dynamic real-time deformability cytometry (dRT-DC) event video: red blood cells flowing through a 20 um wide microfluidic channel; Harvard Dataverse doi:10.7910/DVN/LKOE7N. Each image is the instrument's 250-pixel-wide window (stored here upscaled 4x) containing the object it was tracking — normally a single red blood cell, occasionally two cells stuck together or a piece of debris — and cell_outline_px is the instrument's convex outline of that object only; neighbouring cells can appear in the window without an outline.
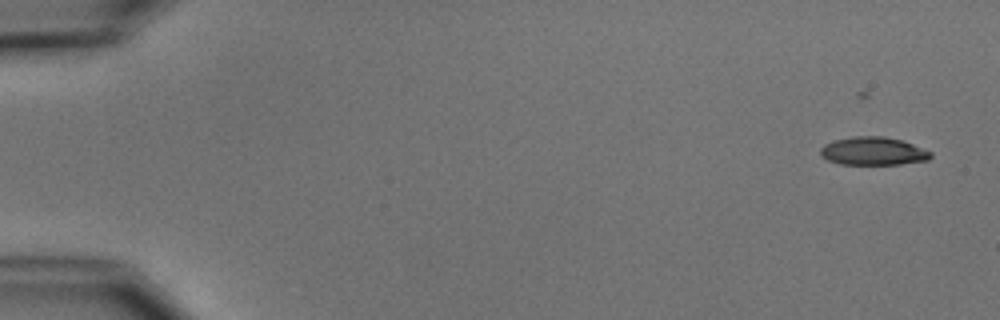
{"species": "common noctule bat (a hibernating species)", "species_latin": "Nyctalus noctula", "temperature_condition": "cold", "stored_images_in_passage": 7, "camera_frame_rate_fps": 3000, "um_per_image_px": 0.085, "animal": {"sex": "male", "body_mass_g": 15.6}, "frame": {"image": 1, "passage_image": 2, "time_ms": 1.0, "image_size_px": [1000, 320], "cell_outline_px": [[932, 156], [928, 160], [900, 164], [840, 164], [828, 160], [820, 152], [820, 148], [824, 144], [836, 140], [856, 136], [884, 136], [900, 140], [912, 144], [932, 152]], "centroid_in_image_um": [74.24, 12.85], "position_along_channel_um": 10.8, "area_um2": 17.86}}
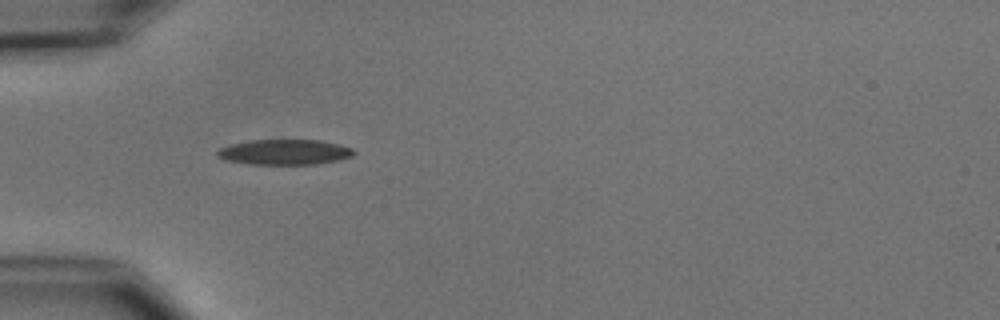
{"frame": {"image": 2, "passage_image": 6, "time_ms": 6.0, "image_size_px": [1000, 320], "cell_outline_px": [[356, 152], [352, 156], [336, 160], [316, 164], [248, 164], [224, 160], [216, 152], [220, 148], [232, 144], [248, 140], [320, 140], [352, 148]], "centroid_in_image_um": [24.17, 12.93], "position_along_channel_um": 60.8, "area_um2": 19.94}}